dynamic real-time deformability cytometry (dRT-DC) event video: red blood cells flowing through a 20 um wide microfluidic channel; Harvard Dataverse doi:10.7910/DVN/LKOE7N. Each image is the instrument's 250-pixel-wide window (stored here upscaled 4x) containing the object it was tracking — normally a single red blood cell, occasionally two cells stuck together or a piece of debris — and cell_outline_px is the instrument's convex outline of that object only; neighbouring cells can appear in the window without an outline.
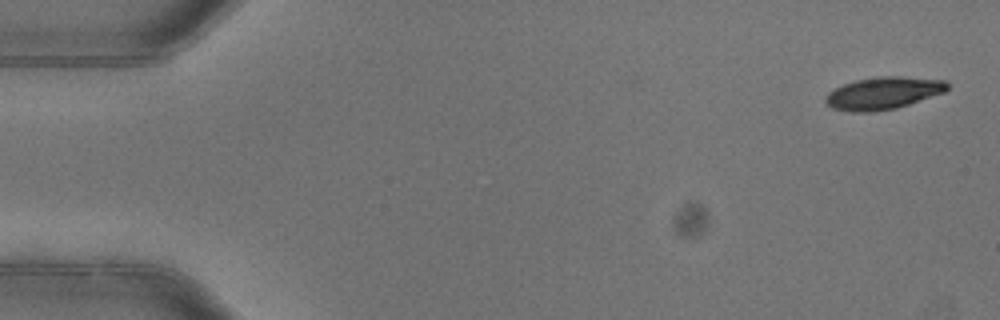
{"species": "common noctule bat (a hibernating species)", "species_latin": "Nyctalus noctula", "temperature_condition": "warm", "stored_images_in_passage": 4, "camera_frame_rate_fps": 3000, "um_per_image_px": 0.085, "animal": {"sex": "female"}, "frame": {"image": 1, "passage_image": 1, "time_ms": 0.0, "image_size_px": [1000, 320], "cell_outline_px": [[948, 88], [944, 92], [896, 108], [872, 112], [852, 112], [832, 108], [824, 100], [824, 96], [828, 92], [844, 84], [856, 80], [880, 76], [900, 76], [948, 80]], "centroid_in_image_um": [75.07, 7.91], "position_along_channel_um": 9.9, "area_um2": 22.89}}
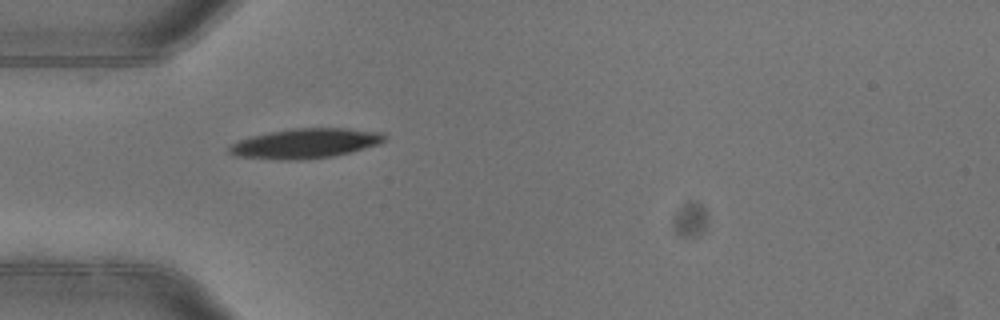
{"frame": {"image": 2, "passage_image": 4, "time_ms": 1.0, "image_size_px": [1000, 320], "cell_outline_px": [[384, 140], [376, 144], [352, 152], [332, 156], [300, 160], [280, 160], [236, 156], [228, 152], [228, 148], [236, 140], [268, 132], [292, 128], [348, 128], [384, 132]], "centroid_in_image_um": [25.92, 12.18], "position_along_channel_um": 59.1, "area_um2": 26.99}}